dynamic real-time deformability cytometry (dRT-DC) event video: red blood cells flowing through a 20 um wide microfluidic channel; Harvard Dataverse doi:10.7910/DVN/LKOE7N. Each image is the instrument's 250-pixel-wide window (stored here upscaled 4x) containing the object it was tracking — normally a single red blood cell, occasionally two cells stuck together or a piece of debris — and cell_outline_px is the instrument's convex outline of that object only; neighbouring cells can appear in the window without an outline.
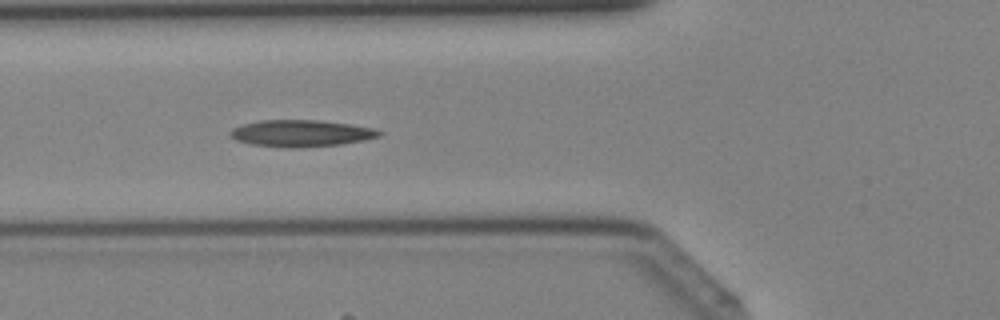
{"species": "Egyptian fruit bat (a non-hibernating species)", "species_latin": "Rousettus aegyptiacus", "temperature_condition": "cold", "stored_images_in_passage": 42, "camera_frame_rate_fps": 3000, "um_per_image_px": 0.085, "animal": {"sex": "female"}, "frame": {"image": 1, "passage_image": 16, "time_ms": 5.0, "image_size_px": [1000, 320], "cell_outline_px": [[384, 132], [380, 136], [364, 140], [340, 144], [296, 148], [288, 148], [252, 144], [236, 140], [228, 132], [232, 128], [244, 124], [260, 120], [320, 120], [352, 124], [376, 128]], "centroid_in_image_um": [25.64, 11.32], "position_along_channel_um": 100.2, "area_um2": 23.29}}
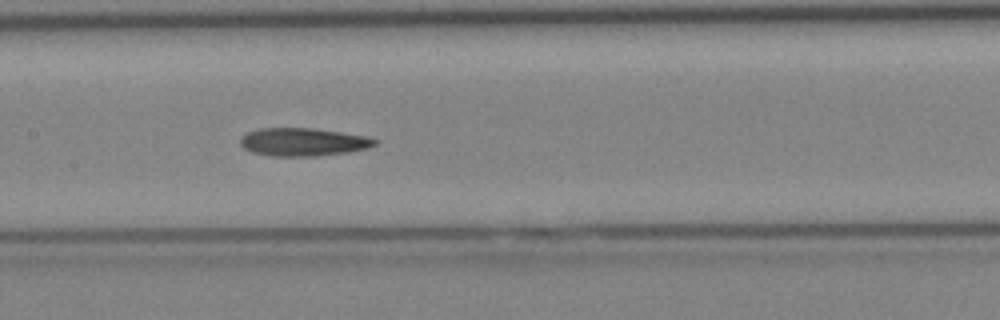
{"frame": {"image": 2, "passage_image": 21, "time_ms": 6.667, "image_size_px": [1000, 320], "cell_outline_px": [[376, 144], [368, 148], [348, 152], [312, 156], [272, 156], [252, 152], [244, 148], [240, 144], [240, 140], [248, 132], [260, 128], [312, 128], [368, 136], [376, 140]], "centroid_in_image_um": [25.77, 12.07], "position_along_channel_um": 181.6, "area_um2": 21.79}}
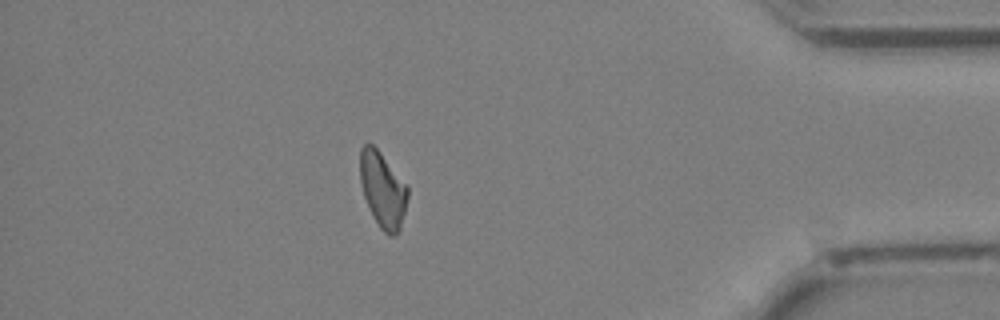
{"frame": {"image": 3, "passage_image": 37, "time_ms": 12.0, "image_size_px": [1000, 320], "cell_outline_px": [[408, 196], [400, 232], [392, 236], [388, 236], [380, 228], [372, 216], [364, 196], [360, 184], [360, 148], [364, 144], [372, 144], [380, 152], [408, 184]], "centroid_in_image_um": [32.54, 16.14], "position_along_channel_um": 402.7, "area_um2": 21.27}}